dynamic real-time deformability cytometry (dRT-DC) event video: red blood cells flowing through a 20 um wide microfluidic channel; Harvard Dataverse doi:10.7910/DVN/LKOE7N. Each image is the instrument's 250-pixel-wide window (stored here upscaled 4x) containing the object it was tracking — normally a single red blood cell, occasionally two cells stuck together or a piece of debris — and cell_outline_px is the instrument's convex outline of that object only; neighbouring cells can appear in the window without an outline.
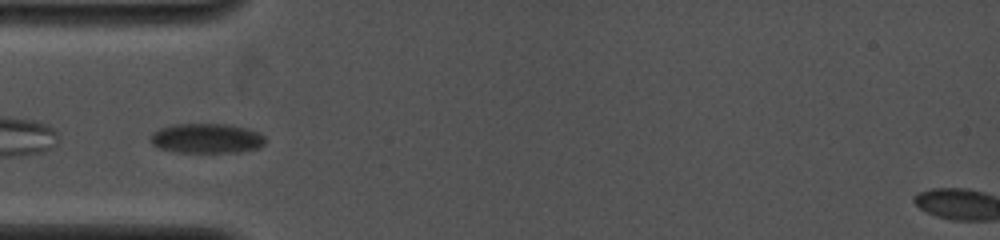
{"species": "common noctule bat (a hibernating species)", "species_latin": "Nyctalus noctula", "temperature_condition": "cold", "stored_images_in_passage": 2, "camera_frame_rate_fps": 4000, "um_per_image_px": 0.085, "animal": {"sex": "female", "body_mass_g": 19.0, "forearm_length_mm": 53.3}, "frame": {"image": 1, "passage_image": 1, "time_ms": 0.0, "image_size_px": [1000, 240], "cell_outline_px": [[264, 144], [260, 148], [240, 152], [176, 152], [160, 148], [152, 144], [148, 140], [152, 132], [160, 128], [172, 124], [228, 124], [248, 128], [264, 136]], "centroid_in_image_um": [17.54, 11.76], "position_along_channel_um": 67.5, "area_um2": 20.06}}